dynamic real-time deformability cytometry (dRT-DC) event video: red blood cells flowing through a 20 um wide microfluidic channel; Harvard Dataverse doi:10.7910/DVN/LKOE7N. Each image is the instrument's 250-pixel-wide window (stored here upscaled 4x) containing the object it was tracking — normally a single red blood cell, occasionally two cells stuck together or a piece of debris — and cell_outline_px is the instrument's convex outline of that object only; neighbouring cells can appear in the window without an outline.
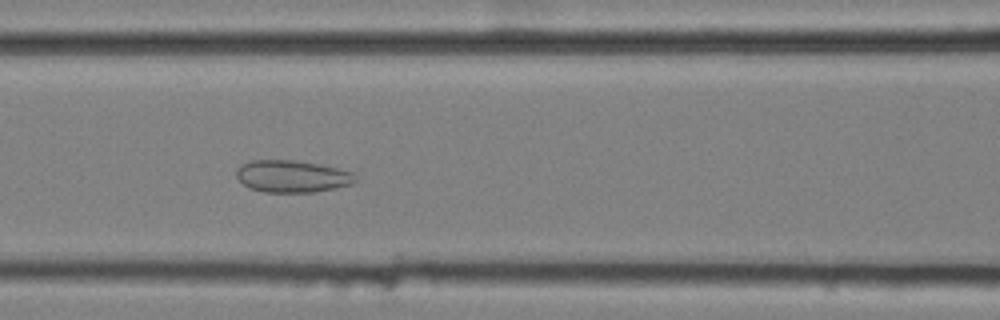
{"species": "common noctule bat (a hibernating species)", "species_latin": "Nyctalus noctula", "temperature_condition": "cold", "stored_images_in_passage": 56, "camera_frame_rate_fps": 3000, "um_per_image_px": 0.085, "animal": {"sex": "female", "body_mass_g": 25.1}, "frame": {"image": 1, "passage_image": 24, "time_ms": 7.667, "image_size_px": [1000, 320], "cell_outline_px": [[356, 180], [352, 184], [336, 188], [316, 192], [264, 192], [252, 188], [244, 184], [236, 176], [236, 168], [240, 164], [252, 160], [296, 160], [336, 168], [352, 172]], "centroid_in_image_um": [24.81, 14.98], "position_along_channel_um": 141.8, "area_um2": 22.14}}
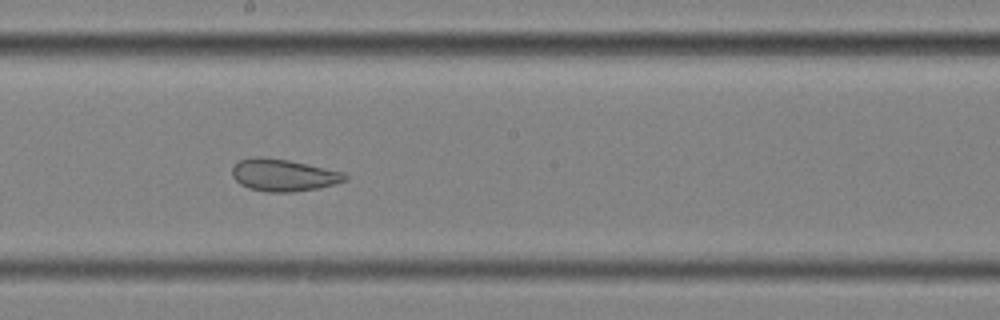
{"frame": {"image": 2, "passage_image": 31, "time_ms": 10.0, "image_size_px": [1000, 320], "cell_outline_px": [[348, 180], [320, 188], [292, 192], [268, 192], [248, 188], [240, 184], [232, 176], [232, 168], [240, 160], [256, 156], [260, 156], [288, 160], [344, 172], [348, 176]], "centroid_in_image_um": [24.1, 14.89], "position_along_channel_um": 224.1, "area_um2": 21.15}}
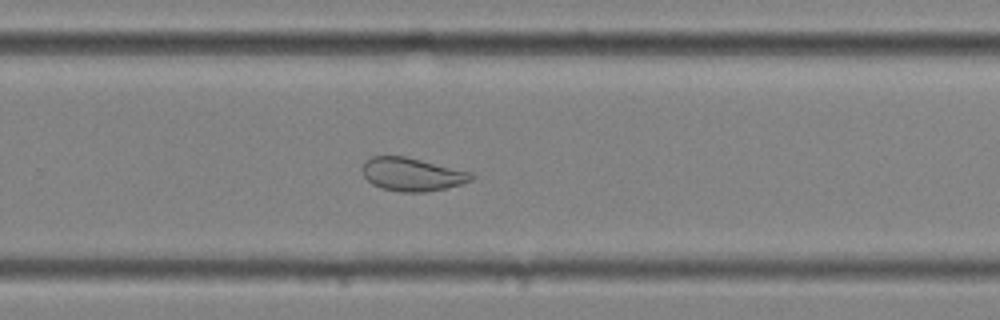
{"frame": {"image": 3, "passage_image": 37, "time_ms": 12.0, "image_size_px": [1000, 320], "cell_outline_px": [[476, 176], [472, 180], [460, 184], [444, 188], [424, 192], [400, 192], [380, 188], [372, 184], [364, 176], [360, 168], [364, 160], [372, 156], [404, 156], [472, 172]], "centroid_in_image_um": [34.98, 14.81], "position_along_channel_um": 294.8, "area_um2": 21.21}, "authors_computed_cell_mechanics": {"area_um2": 28.6688, "velocity_mm_per_s": 3.5389, "shape_relaxation_time_tau1_ms": null, "shape_relaxation_time_tau2_ms": 1.9648, "deformation_change_tau1": null, "deformation_change_tau2": 0.0801}}